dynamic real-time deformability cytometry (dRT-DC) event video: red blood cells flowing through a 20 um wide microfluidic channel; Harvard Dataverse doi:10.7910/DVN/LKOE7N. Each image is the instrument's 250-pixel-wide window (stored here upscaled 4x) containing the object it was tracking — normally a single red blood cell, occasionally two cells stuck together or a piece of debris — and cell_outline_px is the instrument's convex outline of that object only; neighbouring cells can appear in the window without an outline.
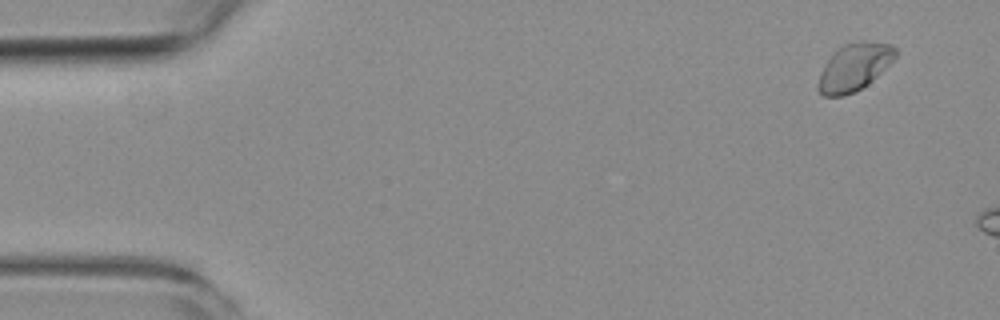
{"species": "common noctule bat (a hibernating species)", "species_latin": "Nyctalus noctula", "temperature_condition": "room temperature", "stored_images_in_passage": 3, "camera_frame_rate_fps": 3000, "um_per_image_px": 0.085, "animal": {"sex": "female", "body_mass_g": 19.3, "forearm_length_mm": 54.1}, "frame": {"image": 1, "passage_image": 1, "time_ms": 0.0, "image_size_px": [1000, 320], "cell_outline_px": [[896, 56], [872, 80], [860, 88], [852, 92], [840, 96], [824, 96], [816, 88], [816, 84], [820, 72], [836, 48], [844, 44], [892, 44], [896, 48]], "centroid_in_image_um": [72.54, 5.75], "position_along_channel_um": 12.5, "area_um2": 20.4}}